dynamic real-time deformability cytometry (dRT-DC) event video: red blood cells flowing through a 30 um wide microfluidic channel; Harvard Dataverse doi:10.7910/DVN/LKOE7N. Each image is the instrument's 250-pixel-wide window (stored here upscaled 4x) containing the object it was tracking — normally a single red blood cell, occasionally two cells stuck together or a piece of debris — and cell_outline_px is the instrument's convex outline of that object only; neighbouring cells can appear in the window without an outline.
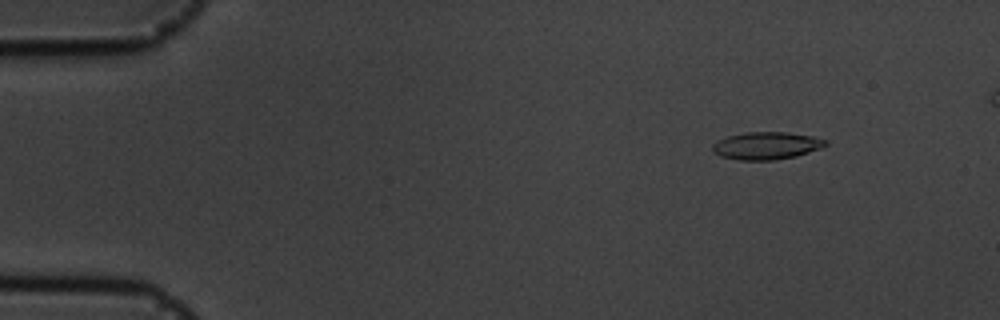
{"species": "common noctule bat (a hibernating species)", "species_latin": "Nyctalus noctula", "temperature_condition": "cold", "stored_images_in_passage": 50, "camera_frame_rate_fps": 3000, "um_per_image_px": 0.085, "animal": {"sex": "male", "body_mass_g": 19.5, "forearm_length_mm": 54.6}, "frame": {"image": 1, "passage_image": 3, "time_ms": 0.667, "image_size_px": [1000, 320], "cell_outline_px": [[828, 144], [820, 148], [796, 156], [772, 160], [740, 160], [720, 156], [712, 152], [712, 144], [728, 136], [744, 132], [788, 132], [812, 136], [828, 140]], "centroid_in_image_um": [65.14, 12.38], "position_along_channel_um": 19.9, "area_um2": 18.09}}
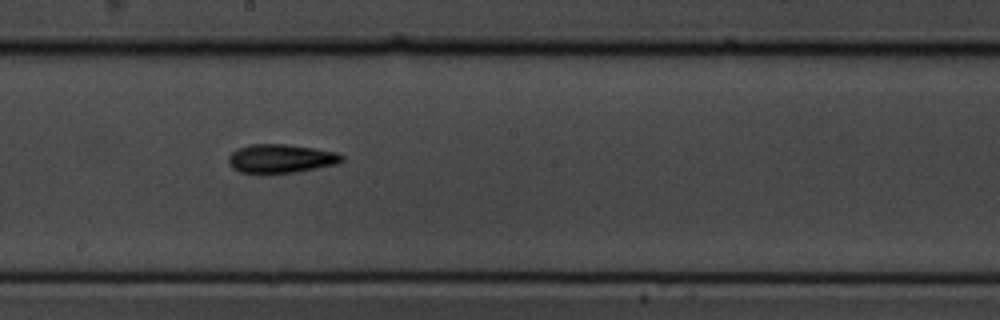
{"frame": {"image": 2, "passage_image": 27, "time_ms": 8.667, "image_size_px": [1000, 320], "cell_outline_px": [[344, 160], [336, 164], [296, 172], [260, 176], [240, 172], [232, 168], [228, 164], [228, 156], [236, 148], [252, 144], [284, 144], [312, 148], [336, 152], [344, 156]], "centroid_in_image_um": [23.8, 13.52], "position_along_channel_um": 224.4, "area_um2": 19.54}}
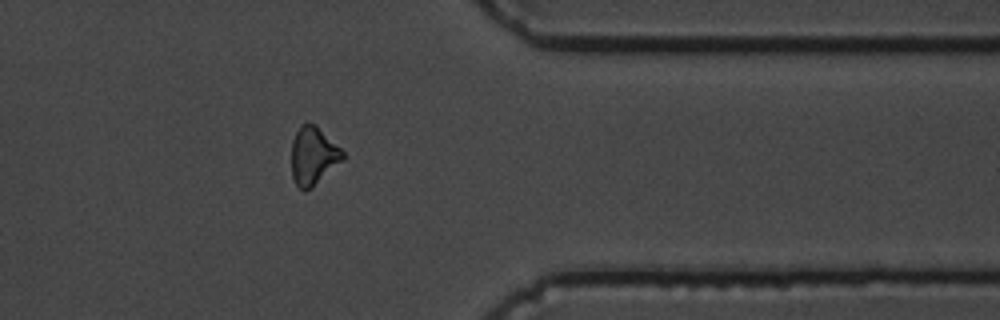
{"frame": {"image": 3, "passage_image": 41, "time_ms": 13.333, "image_size_px": [1000, 320], "cell_outline_px": [[344, 160], [312, 188], [304, 192], [296, 184], [292, 176], [292, 140], [296, 132], [304, 124], [316, 124], [344, 152]], "centroid_in_image_um": [26.64, 13.28], "position_along_channel_um": 384.8, "area_um2": 17.28}}